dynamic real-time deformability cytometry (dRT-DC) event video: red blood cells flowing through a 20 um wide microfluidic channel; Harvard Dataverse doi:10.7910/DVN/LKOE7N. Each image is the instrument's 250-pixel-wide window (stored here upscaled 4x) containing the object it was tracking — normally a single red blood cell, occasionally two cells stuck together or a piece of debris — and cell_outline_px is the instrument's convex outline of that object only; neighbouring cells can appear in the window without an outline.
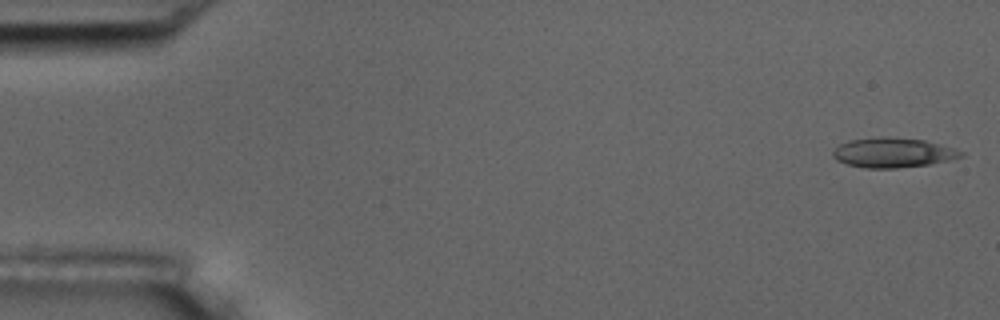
{"species": "common noctule bat (a hibernating species)", "species_latin": "Nyctalus noctula", "temperature_condition": "room temperature", "stored_images_in_passage": 6, "camera_frame_rate_fps": 3000, "um_per_image_px": 0.085, "animal": {"sex": "male", "body_mass_g": 17.5, "forearm_length_mm": 52.3}, "frame": {"image": 1, "passage_image": 1, "time_ms": 0.0, "image_size_px": [1000, 320], "cell_outline_px": [[964, 156], [948, 160], [928, 164], [896, 168], [864, 168], [848, 164], [836, 160], [832, 156], [832, 152], [840, 144], [848, 140], [880, 136], [924, 140], [952, 148], [964, 152]], "centroid_in_image_um": [75.86, 12.97], "position_along_channel_um": 9.1, "area_um2": 22.02}}
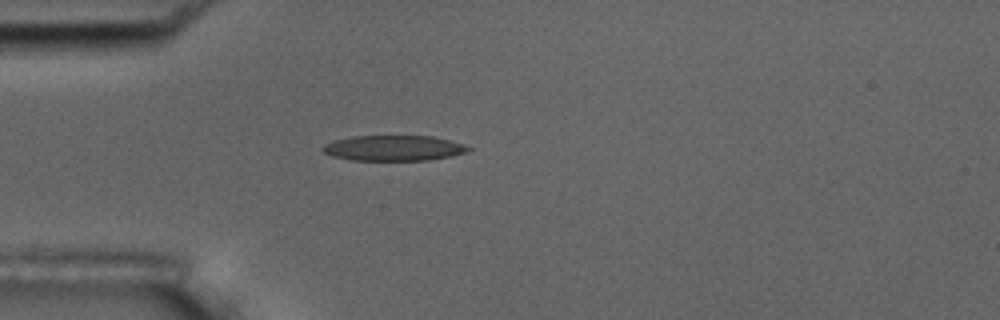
{"frame": {"image": 2, "passage_image": 5, "time_ms": 1.333, "image_size_px": [1000, 320], "cell_outline_px": [[472, 148], [468, 152], [452, 156], [428, 160], [352, 160], [332, 156], [324, 152], [320, 148], [324, 144], [332, 140], [352, 136], [432, 136], [464, 144]], "centroid_in_image_um": [33.45, 12.58], "position_along_channel_um": 51.6, "area_um2": 21.68}}